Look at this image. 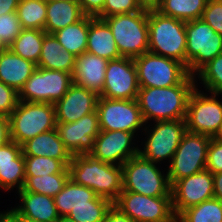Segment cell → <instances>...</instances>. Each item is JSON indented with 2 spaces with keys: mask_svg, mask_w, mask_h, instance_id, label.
<instances>
[{
  "mask_svg": "<svg viewBox=\"0 0 222 222\" xmlns=\"http://www.w3.org/2000/svg\"><path fill=\"white\" fill-rule=\"evenodd\" d=\"M215 139L222 142V126H221L220 131L218 132V134L215 136Z\"/></svg>",
  "mask_w": 222,
  "mask_h": 222,
  "instance_id": "obj_53",
  "label": "cell"
},
{
  "mask_svg": "<svg viewBox=\"0 0 222 222\" xmlns=\"http://www.w3.org/2000/svg\"><path fill=\"white\" fill-rule=\"evenodd\" d=\"M197 87L188 101L186 130L215 138L222 126V102L217 98L220 95L211 93L208 96Z\"/></svg>",
  "mask_w": 222,
  "mask_h": 222,
  "instance_id": "obj_13",
  "label": "cell"
},
{
  "mask_svg": "<svg viewBox=\"0 0 222 222\" xmlns=\"http://www.w3.org/2000/svg\"><path fill=\"white\" fill-rule=\"evenodd\" d=\"M73 84L68 72L36 68L18 92L19 101L55 104Z\"/></svg>",
  "mask_w": 222,
  "mask_h": 222,
  "instance_id": "obj_12",
  "label": "cell"
},
{
  "mask_svg": "<svg viewBox=\"0 0 222 222\" xmlns=\"http://www.w3.org/2000/svg\"><path fill=\"white\" fill-rule=\"evenodd\" d=\"M155 123L154 127H151L153 129H149L150 124L145 125L144 133L145 135L147 133L148 138L144 142L143 150L139 148V154L158 164L160 161L168 159L170 164L184 133L187 131L185 119L156 121Z\"/></svg>",
  "mask_w": 222,
  "mask_h": 222,
  "instance_id": "obj_10",
  "label": "cell"
},
{
  "mask_svg": "<svg viewBox=\"0 0 222 222\" xmlns=\"http://www.w3.org/2000/svg\"><path fill=\"white\" fill-rule=\"evenodd\" d=\"M208 0H162L158 7L162 15L185 22L200 19Z\"/></svg>",
  "mask_w": 222,
  "mask_h": 222,
  "instance_id": "obj_29",
  "label": "cell"
},
{
  "mask_svg": "<svg viewBox=\"0 0 222 222\" xmlns=\"http://www.w3.org/2000/svg\"><path fill=\"white\" fill-rule=\"evenodd\" d=\"M45 34L43 30L22 29L9 48L18 56L38 64Z\"/></svg>",
  "mask_w": 222,
  "mask_h": 222,
  "instance_id": "obj_30",
  "label": "cell"
},
{
  "mask_svg": "<svg viewBox=\"0 0 222 222\" xmlns=\"http://www.w3.org/2000/svg\"><path fill=\"white\" fill-rule=\"evenodd\" d=\"M211 137L186 131L168 166L171 186L179 179L206 169Z\"/></svg>",
  "mask_w": 222,
  "mask_h": 222,
  "instance_id": "obj_9",
  "label": "cell"
},
{
  "mask_svg": "<svg viewBox=\"0 0 222 222\" xmlns=\"http://www.w3.org/2000/svg\"><path fill=\"white\" fill-rule=\"evenodd\" d=\"M21 204L10 209V215L23 222H56L60 217L54 198L43 194L18 191Z\"/></svg>",
  "mask_w": 222,
  "mask_h": 222,
  "instance_id": "obj_20",
  "label": "cell"
},
{
  "mask_svg": "<svg viewBox=\"0 0 222 222\" xmlns=\"http://www.w3.org/2000/svg\"><path fill=\"white\" fill-rule=\"evenodd\" d=\"M89 30V16H84L80 21L56 31L54 36L62 48L75 56L86 51Z\"/></svg>",
  "mask_w": 222,
  "mask_h": 222,
  "instance_id": "obj_28",
  "label": "cell"
},
{
  "mask_svg": "<svg viewBox=\"0 0 222 222\" xmlns=\"http://www.w3.org/2000/svg\"><path fill=\"white\" fill-rule=\"evenodd\" d=\"M11 141L9 117L0 115V146Z\"/></svg>",
  "mask_w": 222,
  "mask_h": 222,
  "instance_id": "obj_46",
  "label": "cell"
},
{
  "mask_svg": "<svg viewBox=\"0 0 222 222\" xmlns=\"http://www.w3.org/2000/svg\"><path fill=\"white\" fill-rule=\"evenodd\" d=\"M11 140L22 146L35 136L56 128L54 104L19 101L9 115Z\"/></svg>",
  "mask_w": 222,
  "mask_h": 222,
  "instance_id": "obj_5",
  "label": "cell"
},
{
  "mask_svg": "<svg viewBox=\"0 0 222 222\" xmlns=\"http://www.w3.org/2000/svg\"><path fill=\"white\" fill-rule=\"evenodd\" d=\"M186 22L148 11V52L172 58L186 66Z\"/></svg>",
  "mask_w": 222,
  "mask_h": 222,
  "instance_id": "obj_3",
  "label": "cell"
},
{
  "mask_svg": "<svg viewBox=\"0 0 222 222\" xmlns=\"http://www.w3.org/2000/svg\"><path fill=\"white\" fill-rule=\"evenodd\" d=\"M78 2L86 16L97 17L103 11L105 0H79Z\"/></svg>",
  "mask_w": 222,
  "mask_h": 222,
  "instance_id": "obj_44",
  "label": "cell"
},
{
  "mask_svg": "<svg viewBox=\"0 0 222 222\" xmlns=\"http://www.w3.org/2000/svg\"><path fill=\"white\" fill-rule=\"evenodd\" d=\"M186 68L194 75L220 55L222 36L202 18L186 22Z\"/></svg>",
  "mask_w": 222,
  "mask_h": 222,
  "instance_id": "obj_7",
  "label": "cell"
},
{
  "mask_svg": "<svg viewBox=\"0 0 222 222\" xmlns=\"http://www.w3.org/2000/svg\"><path fill=\"white\" fill-rule=\"evenodd\" d=\"M141 10L136 0H105L103 11L97 18L104 19L107 16L132 13Z\"/></svg>",
  "mask_w": 222,
  "mask_h": 222,
  "instance_id": "obj_39",
  "label": "cell"
},
{
  "mask_svg": "<svg viewBox=\"0 0 222 222\" xmlns=\"http://www.w3.org/2000/svg\"><path fill=\"white\" fill-rule=\"evenodd\" d=\"M22 26L16 12L0 15V39L10 46L21 33Z\"/></svg>",
  "mask_w": 222,
  "mask_h": 222,
  "instance_id": "obj_38",
  "label": "cell"
},
{
  "mask_svg": "<svg viewBox=\"0 0 222 222\" xmlns=\"http://www.w3.org/2000/svg\"><path fill=\"white\" fill-rule=\"evenodd\" d=\"M139 91L137 68L133 58L109 60L100 96L108 99H137Z\"/></svg>",
  "mask_w": 222,
  "mask_h": 222,
  "instance_id": "obj_15",
  "label": "cell"
},
{
  "mask_svg": "<svg viewBox=\"0 0 222 222\" xmlns=\"http://www.w3.org/2000/svg\"><path fill=\"white\" fill-rule=\"evenodd\" d=\"M134 136L121 130L100 131L95 138L94 149L89 154L96 160L122 166L139 154V147H134Z\"/></svg>",
  "mask_w": 222,
  "mask_h": 222,
  "instance_id": "obj_18",
  "label": "cell"
},
{
  "mask_svg": "<svg viewBox=\"0 0 222 222\" xmlns=\"http://www.w3.org/2000/svg\"><path fill=\"white\" fill-rule=\"evenodd\" d=\"M85 14L79 2L67 0H47L44 31L53 34L68 25L80 21Z\"/></svg>",
  "mask_w": 222,
  "mask_h": 222,
  "instance_id": "obj_25",
  "label": "cell"
},
{
  "mask_svg": "<svg viewBox=\"0 0 222 222\" xmlns=\"http://www.w3.org/2000/svg\"><path fill=\"white\" fill-rule=\"evenodd\" d=\"M36 68L37 64L18 56L10 48L0 55V81L17 92Z\"/></svg>",
  "mask_w": 222,
  "mask_h": 222,
  "instance_id": "obj_23",
  "label": "cell"
},
{
  "mask_svg": "<svg viewBox=\"0 0 222 222\" xmlns=\"http://www.w3.org/2000/svg\"><path fill=\"white\" fill-rule=\"evenodd\" d=\"M189 75L181 84L164 88L139 87L137 101L145 124L148 121L185 119L188 101L197 86Z\"/></svg>",
  "mask_w": 222,
  "mask_h": 222,
  "instance_id": "obj_1",
  "label": "cell"
},
{
  "mask_svg": "<svg viewBox=\"0 0 222 222\" xmlns=\"http://www.w3.org/2000/svg\"><path fill=\"white\" fill-rule=\"evenodd\" d=\"M97 197L92 189L76 184L69 178L63 189L54 197V203L60 216H68L72 208L90 205V201Z\"/></svg>",
  "mask_w": 222,
  "mask_h": 222,
  "instance_id": "obj_27",
  "label": "cell"
},
{
  "mask_svg": "<svg viewBox=\"0 0 222 222\" xmlns=\"http://www.w3.org/2000/svg\"><path fill=\"white\" fill-rule=\"evenodd\" d=\"M214 197L222 201V172L213 174Z\"/></svg>",
  "mask_w": 222,
  "mask_h": 222,
  "instance_id": "obj_48",
  "label": "cell"
},
{
  "mask_svg": "<svg viewBox=\"0 0 222 222\" xmlns=\"http://www.w3.org/2000/svg\"><path fill=\"white\" fill-rule=\"evenodd\" d=\"M18 102V92L0 81V115L9 117Z\"/></svg>",
  "mask_w": 222,
  "mask_h": 222,
  "instance_id": "obj_41",
  "label": "cell"
},
{
  "mask_svg": "<svg viewBox=\"0 0 222 222\" xmlns=\"http://www.w3.org/2000/svg\"><path fill=\"white\" fill-rule=\"evenodd\" d=\"M20 0H0V15L16 12Z\"/></svg>",
  "mask_w": 222,
  "mask_h": 222,
  "instance_id": "obj_47",
  "label": "cell"
},
{
  "mask_svg": "<svg viewBox=\"0 0 222 222\" xmlns=\"http://www.w3.org/2000/svg\"><path fill=\"white\" fill-rule=\"evenodd\" d=\"M70 179L114 203L123 191L122 166L94 159L90 154L72 155Z\"/></svg>",
  "mask_w": 222,
  "mask_h": 222,
  "instance_id": "obj_2",
  "label": "cell"
},
{
  "mask_svg": "<svg viewBox=\"0 0 222 222\" xmlns=\"http://www.w3.org/2000/svg\"><path fill=\"white\" fill-rule=\"evenodd\" d=\"M9 215H10L9 210H7V212L6 211H4V212L0 211V222H8Z\"/></svg>",
  "mask_w": 222,
  "mask_h": 222,
  "instance_id": "obj_50",
  "label": "cell"
},
{
  "mask_svg": "<svg viewBox=\"0 0 222 222\" xmlns=\"http://www.w3.org/2000/svg\"><path fill=\"white\" fill-rule=\"evenodd\" d=\"M111 29L121 57L136 58L148 52V11L107 16L103 19Z\"/></svg>",
  "mask_w": 222,
  "mask_h": 222,
  "instance_id": "obj_4",
  "label": "cell"
},
{
  "mask_svg": "<svg viewBox=\"0 0 222 222\" xmlns=\"http://www.w3.org/2000/svg\"><path fill=\"white\" fill-rule=\"evenodd\" d=\"M86 51L108 61L121 58L111 29L103 19L89 16Z\"/></svg>",
  "mask_w": 222,
  "mask_h": 222,
  "instance_id": "obj_24",
  "label": "cell"
},
{
  "mask_svg": "<svg viewBox=\"0 0 222 222\" xmlns=\"http://www.w3.org/2000/svg\"><path fill=\"white\" fill-rule=\"evenodd\" d=\"M75 55L64 50L54 34L46 33L43 37L38 68L58 70L73 74Z\"/></svg>",
  "mask_w": 222,
  "mask_h": 222,
  "instance_id": "obj_26",
  "label": "cell"
},
{
  "mask_svg": "<svg viewBox=\"0 0 222 222\" xmlns=\"http://www.w3.org/2000/svg\"><path fill=\"white\" fill-rule=\"evenodd\" d=\"M141 9L144 10H157L161 5L162 0H136Z\"/></svg>",
  "mask_w": 222,
  "mask_h": 222,
  "instance_id": "obj_49",
  "label": "cell"
},
{
  "mask_svg": "<svg viewBox=\"0 0 222 222\" xmlns=\"http://www.w3.org/2000/svg\"><path fill=\"white\" fill-rule=\"evenodd\" d=\"M47 0H20L16 10L22 29L43 30L46 23Z\"/></svg>",
  "mask_w": 222,
  "mask_h": 222,
  "instance_id": "obj_32",
  "label": "cell"
},
{
  "mask_svg": "<svg viewBox=\"0 0 222 222\" xmlns=\"http://www.w3.org/2000/svg\"><path fill=\"white\" fill-rule=\"evenodd\" d=\"M113 205L135 222H176L172 196L149 197L122 191Z\"/></svg>",
  "mask_w": 222,
  "mask_h": 222,
  "instance_id": "obj_11",
  "label": "cell"
},
{
  "mask_svg": "<svg viewBox=\"0 0 222 222\" xmlns=\"http://www.w3.org/2000/svg\"><path fill=\"white\" fill-rule=\"evenodd\" d=\"M139 87L164 88L181 84L190 74L178 60L150 52L134 58Z\"/></svg>",
  "mask_w": 222,
  "mask_h": 222,
  "instance_id": "obj_8",
  "label": "cell"
},
{
  "mask_svg": "<svg viewBox=\"0 0 222 222\" xmlns=\"http://www.w3.org/2000/svg\"><path fill=\"white\" fill-rule=\"evenodd\" d=\"M206 169L213 174L222 172V142L211 138L208 147Z\"/></svg>",
  "mask_w": 222,
  "mask_h": 222,
  "instance_id": "obj_42",
  "label": "cell"
},
{
  "mask_svg": "<svg viewBox=\"0 0 222 222\" xmlns=\"http://www.w3.org/2000/svg\"><path fill=\"white\" fill-rule=\"evenodd\" d=\"M176 222H222V201L213 197L183 210Z\"/></svg>",
  "mask_w": 222,
  "mask_h": 222,
  "instance_id": "obj_31",
  "label": "cell"
},
{
  "mask_svg": "<svg viewBox=\"0 0 222 222\" xmlns=\"http://www.w3.org/2000/svg\"><path fill=\"white\" fill-rule=\"evenodd\" d=\"M22 152V146L13 140L0 146V166L16 165V157Z\"/></svg>",
  "mask_w": 222,
  "mask_h": 222,
  "instance_id": "obj_43",
  "label": "cell"
},
{
  "mask_svg": "<svg viewBox=\"0 0 222 222\" xmlns=\"http://www.w3.org/2000/svg\"><path fill=\"white\" fill-rule=\"evenodd\" d=\"M56 222H75L73 219H71L68 216H60Z\"/></svg>",
  "mask_w": 222,
  "mask_h": 222,
  "instance_id": "obj_51",
  "label": "cell"
},
{
  "mask_svg": "<svg viewBox=\"0 0 222 222\" xmlns=\"http://www.w3.org/2000/svg\"><path fill=\"white\" fill-rule=\"evenodd\" d=\"M113 203L103 197L90 201V205H81L72 208L68 217L75 222H102Z\"/></svg>",
  "mask_w": 222,
  "mask_h": 222,
  "instance_id": "obj_35",
  "label": "cell"
},
{
  "mask_svg": "<svg viewBox=\"0 0 222 222\" xmlns=\"http://www.w3.org/2000/svg\"><path fill=\"white\" fill-rule=\"evenodd\" d=\"M22 153L23 156H46L58 159L67 167L72 160V155L65 148L56 128L26 141L22 145Z\"/></svg>",
  "mask_w": 222,
  "mask_h": 222,
  "instance_id": "obj_22",
  "label": "cell"
},
{
  "mask_svg": "<svg viewBox=\"0 0 222 222\" xmlns=\"http://www.w3.org/2000/svg\"><path fill=\"white\" fill-rule=\"evenodd\" d=\"M25 183V161L21 152L16 157V165L0 166V187L4 191H11L14 187L20 191Z\"/></svg>",
  "mask_w": 222,
  "mask_h": 222,
  "instance_id": "obj_37",
  "label": "cell"
},
{
  "mask_svg": "<svg viewBox=\"0 0 222 222\" xmlns=\"http://www.w3.org/2000/svg\"><path fill=\"white\" fill-rule=\"evenodd\" d=\"M9 48V46L0 39V55L5 52L7 49Z\"/></svg>",
  "mask_w": 222,
  "mask_h": 222,
  "instance_id": "obj_52",
  "label": "cell"
},
{
  "mask_svg": "<svg viewBox=\"0 0 222 222\" xmlns=\"http://www.w3.org/2000/svg\"><path fill=\"white\" fill-rule=\"evenodd\" d=\"M70 178V173H56L47 176L25 177V183L20 191H28L55 197Z\"/></svg>",
  "mask_w": 222,
  "mask_h": 222,
  "instance_id": "obj_33",
  "label": "cell"
},
{
  "mask_svg": "<svg viewBox=\"0 0 222 222\" xmlns=\"http://www.w3.org/2000/svg\"><path fill=\"white\" fill-rule=\"evenodd\" d=\"M8 222H23V221L15 220L11 215H9Z\"/></svg>",
  "mask_w": 222,
  "mask_h": 222,
  "instance_id": "obj_54",
  "label": "cell"
},
{
  "mask_svg": "<svg viewBox=\"0 0 222 222\" xmlns=\"http://www.w3.org/2000/svg\"><path fill=\"white\" fill-rule=\"evenodd\" d=\"M102 222H135L128 215L123 214L114 205L107 211Z\"/></svg>",
  "mask_w": 222,
  "mask_h": 222,
  "instance_id": "obj_45",
  "label": "cell"
},
{
  "mask_svg": "<svg viewBox=\"0 0 222 222\" xmlns=\"http://www.w3.org/2000/svg\"><path fill=\"white\" fill-rule=\"evenodd\" d=\"M56 129L71 155L89 154L100 133L97 110L72 123L57 122Z\"/></svg>",
  "mask_w": 222,
  "mask_h": 222,
  "instance_id": "obj_17",
  "label": "cell"
},
{
  "mask_svg": "<svg viewBox=\"0 0 222 222\" xmlns=\"http://www.w3.org/2000/svg\"><path fill=\"white\" fill-rule=\"evenodd\" d=\"M99 96L74 83L67 93L54 104L56 122L72 123L95 112Z\"/></svg>",
  "mask_w": 222,
  "mask_h": 222,
  "instance_id": "obj_19",
  "label": "cell"
},
{
  "mask_svg": "<svg viewBox=\"0 0 222 222\" xmlns=\"http://www.w3.org/2000/svg\"><path fill=\"white\" fill-rule=\"evenodd\" d=\"M162 173L157 163L138 154L122 165L123 191L149 197L172 196L168 172Z\"/></svg>",
  "mask_w": 222,
  "mask_h": 222,
  "instance_id": "obj_6",
  "label": "cell"
},
{
  "mask_svg": "<svg viewBox=\"0 0 222 222\" xmlns=\"http://www.w3.org/2000/svg\"><path fill=\"white\" fill-rule=\"evenodd\" d=\"M25 177L47 176L56 173H70L69 168L58 159L46 156H24Z\"/></svg>",
  "mask_w": 222,
  "mask_h": 222,
  "instance_id": "obj_34",
  "label": "cell"
},
{
  "mask_svg": "<svg viewBox=\"0 0 222 222\" xmlns=\"http://www.w3.org/2000/svg\"><path fill=\"white\" fill-rule=\"evenodd\" d=\"M96 110L100 131L121 130L135 135L145 125L137 99L119 100L99 96Z\"/></svg>",
  "mask_w": 222,
  "mask_h": 222,
  "instance_id": "obj_14",
  "label": "cell"
},
{
  "mask_svg": "<svg viewBox=\"0 0 222 222\" xmlns=\"http://www.w3.org/2000/svg\"><path fill=\"white\" fill-rule=\"evenodd\" d=\"M201 18L222 36V0H208Z\"/></svg>",
  "mask_w": 222,
  "mask_h": 222,
  "instance_id": "obj_40",
  "label": "cell"
},
{
  "mask_svg": "<svg viewBox=\"0 0 222 222\" xmlns=\"http://www.w3.org/2000/svg\"><path fill=\"white\" fill-rule=\"evenodd\" d=\"M209 93L222 95V56L217 55L213 60L204 65L196 74Z\"/></svg>",
  "mask_w": 222,
  "mask_h": 222,
  "instance_id": "obj_36",
  "label": "cell"
},
{
  "mask_svg": "<svg viewBox=\"0 0 222 222\" xmlns=\"http://www.w3.org/2000/svg\"><path fill=\"white\" fill-rule=\"evenodd\" d=\"M108 60L85 51L75 57L73 83L89 91L102 94Z\"/></svg>",
  "mask_w": 222,
  "mask_h": 222,
  "instance_id": "obj_21",
  "label": "cell"
},
{
  "mask_svg": "<svg viewBox=\"0 0 222 222\" xmlns=\"http://www.w3.org/2000/svg\"><path fill=\"white\" fill-rule=\"evenodd\" d=\"M171 193L177 217L183 210L214 197L213 173L205 169L181 178L171 186Z\"/></svg>",
  "mask_w": 222,
  "mask_h": 222,
  "instance_id": "obj_16",
  "label": "cell"
}]
</instances>
